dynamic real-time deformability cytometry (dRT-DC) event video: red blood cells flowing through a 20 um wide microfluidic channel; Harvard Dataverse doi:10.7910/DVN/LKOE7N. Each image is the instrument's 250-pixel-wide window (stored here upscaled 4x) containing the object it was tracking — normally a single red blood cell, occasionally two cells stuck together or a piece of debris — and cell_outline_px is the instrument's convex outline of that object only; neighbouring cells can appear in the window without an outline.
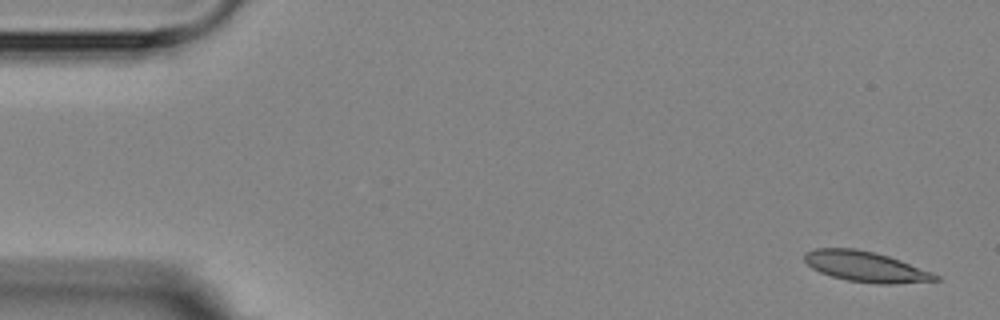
{"species": "Egyptian fruit bat (a non-hibernating species)", "species_latin": "Rousettus aegyptiacus", "temperature_condition": "room temperature", "stored_images_in_passage": 5, "camera_frame_rate_fps": 3000, "um_per_image_px": 0.085, "animal": {"sex": "female"}, "frame": {"image": 1, "passage_image": 1, "time_ms": 0.0, "image_size_px": [1000, 320], "cell_outline_px": [[940, 280], [896, 284], [876, 284], [848, 280], [832, 276], [820, 272], [812, 268], [804, 260], [804, 252], [816, 248], [856, 248], [888, 256], [900, 260], [932, 272], [940, 276]], "centroid_in_image_um": [73.59, 22.66], "position_along_channel_um": 11.4, "area_um2": 23.18}}